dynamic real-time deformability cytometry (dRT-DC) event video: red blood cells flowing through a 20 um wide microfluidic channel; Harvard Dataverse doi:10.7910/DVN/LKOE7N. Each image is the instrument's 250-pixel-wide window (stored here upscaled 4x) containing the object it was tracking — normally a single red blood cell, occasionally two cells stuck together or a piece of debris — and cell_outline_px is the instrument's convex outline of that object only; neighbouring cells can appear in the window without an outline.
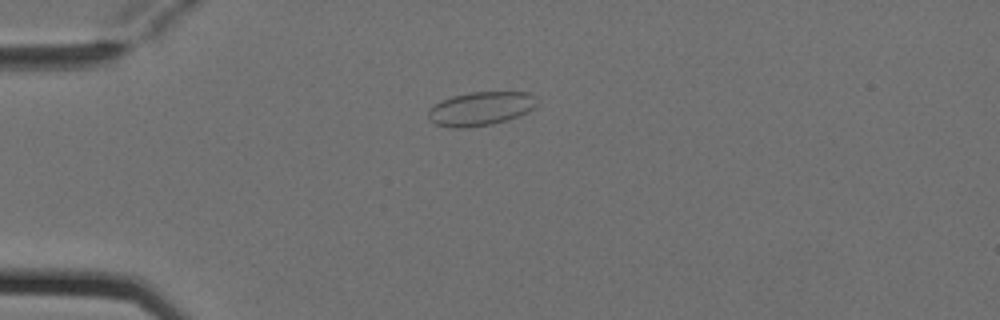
{"species": "Egyptian fruit bat (a non-hibernating species)", "species_latin": "Rousettus aegyptiacus", "temperature_condition": "cold", "stored_images_in_passage": 4, "camera_frame_rate_fps": 3000, "um_per_image_px": 0.085, "animal": {"sex": "female"}, "frame": {"image": 1, "passage_image": 4, "time_ms": 1.0, "image_size_px": [1000, 320], "cell_outline_px": [[540, 100], [528, 112], [508, 120], [492, 124], [468, 128], [452, 128], [436, 124], [428, 116], [428, 108], [452, 96], [468, 92], [532, 92]], "centroid_in_image_um": [40.9, 9.23], "position_along_channel_um": 44.1, "area_um2": 21.56}}